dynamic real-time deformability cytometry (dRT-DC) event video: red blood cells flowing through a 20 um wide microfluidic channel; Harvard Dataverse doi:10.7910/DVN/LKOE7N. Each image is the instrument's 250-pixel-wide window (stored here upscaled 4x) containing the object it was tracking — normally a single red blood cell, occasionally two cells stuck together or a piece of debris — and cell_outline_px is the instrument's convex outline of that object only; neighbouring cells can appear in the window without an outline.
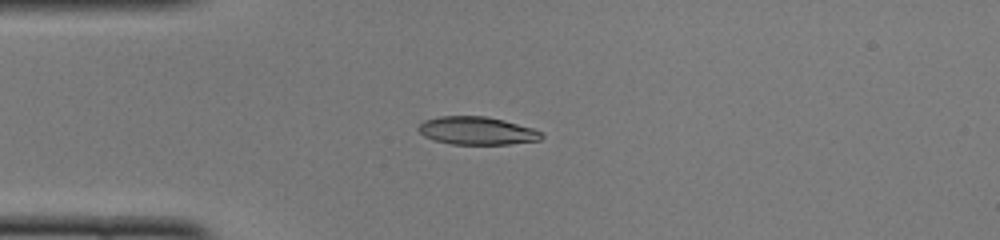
{"species": "common noctule bat (a hibernating species)", "species_latin": "Nyctalus noctula", "temperature_condition": "cold", "stored_images_in_passage": 38, "camera_frame_rate_fps": 3000, "um_per_image_px": 0.085, "animal": {"sex": "female", "body_mass_g": 22.0, "forearm_length_mm": 56.7}, "frame": {"image": 1, "passage_image": 1, "time_ms": 0.0, "image_size_px": [1000, 240], "cell_outline_px": [[544, 136], [540, 140], [508, 144], [452, 144], [432, 140], [424, 136], [416, 128], [424, 120], [440, 116], [484, 116], [504, 120], [532, 128], [540, 132]], "centroid_in_image_um": [40.5, 11.11], "position_along_channel_um": 44.5, "area_um2": 20.0}}
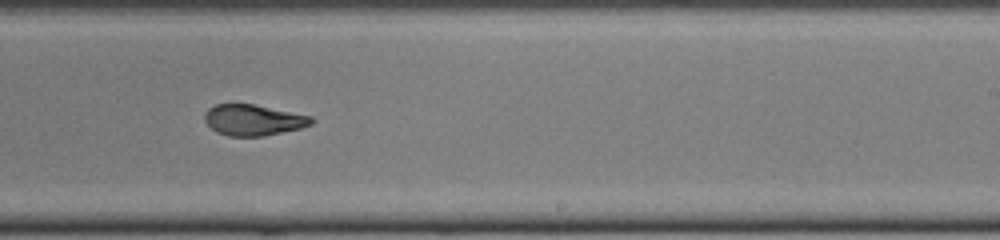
{"frame": {"image": 2, "passage_image": 19, "time_ms": 6.0, "image_size_px": [1000, 240], "cell_outline_px": [[312, 124], [300, 128], [264, 136], [228, 136], [216, 132], [204, 120], [204, 116], [208, 108], [216, 104], [252, 104], [312, 116]], "centroid_in_image_um": [21.51, 10.2], "position_along_channel_um": 267.5, "area_um2": 19.07}}
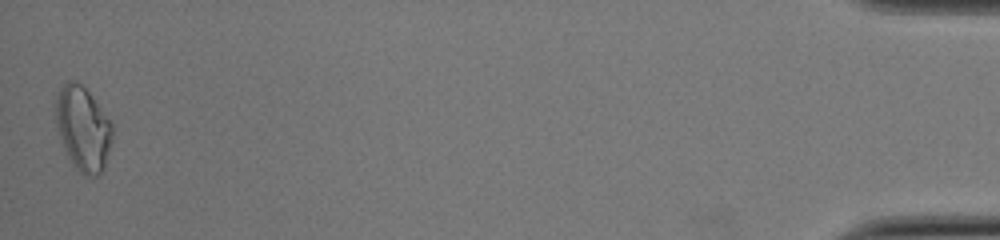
{"frame": {"image": 3, "passage_image": 38, "time_ms": 12.333, "image_size_px": [1000, 240], "cell_outline_px": [[112, 140], [104, 168], [96, 176], [84, 176], [76, 168], [68, 156], [56, 128], [56, 92], [68, 80], [76, 80], [92, 96], [112, 124]], "centroid_in_image_um": [7.04, 10.92], "position_along_channel_um": 428.2, "area_um2": 27.57}, "authors_computed_cell_mechanics": {"area_um2": 20.4034, "velocity_mm_per_s": 3.9918, "shape_relaxation_time_tau1_ms": 5.7779, "shape_relaxation_time_tau2_ms": 1.4096, "deformation_change_tau1": 0.2216, "deformation_change_tau2": 0.08}}